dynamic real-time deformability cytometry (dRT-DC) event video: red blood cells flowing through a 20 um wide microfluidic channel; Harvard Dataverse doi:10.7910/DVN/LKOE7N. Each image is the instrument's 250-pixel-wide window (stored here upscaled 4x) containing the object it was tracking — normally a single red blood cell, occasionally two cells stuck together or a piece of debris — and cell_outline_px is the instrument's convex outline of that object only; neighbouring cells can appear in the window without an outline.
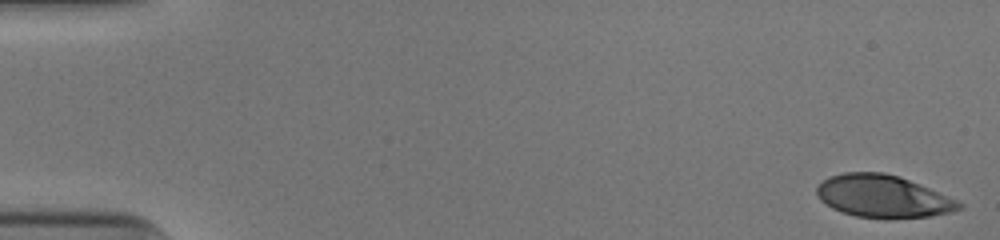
{"species": "human", "species_latin": "Homo sapiens", "temperature_condition": "cold", "stored_images_in_passage": 51, "camera_frame_rate_fps": 3000, "um_per_image_px": 0.085, "donor": {"sex": "male"}, "frame": {"image": 1, "passage_image": 1, "time_ms": 0.0, "image_size_px": [1000, 240], "cell_outline_px": [[964, 208], [952, 212], [928, 216], [888, 220], [856, 216], [832, 208], [820, 200], [816, 192], [816, 188], [824, 180], [832, 176], [844, 172], [884, 172], [900, 176], [956, 200], [964, 204]], "centroid_in_image_um": [75.06, 16.71], "position_along_channel_um": 9.9, "area_um2": 35.26}}
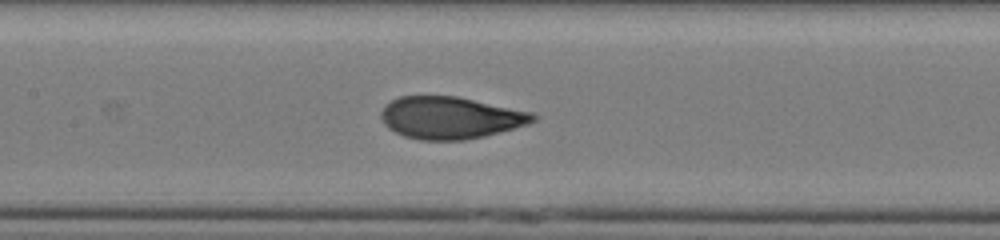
{"frame": {"image": 2, "passage_image": 25, "time_ms": 8.0, "image_size_px": [1000, 240], "cell_outline_px": [[536, 120], [528, 124], [484, 136], [464, 140], [420, 140], [404, 136], [388, 128], [384, 124], [380, 116], [380, 112], [384, 104], [400, 96], [456, 96], [532, 112], [536, 116]], "centroid_in_image_um": [38.24, 10.0], "position_along_channel_um": 169.2, "area_um2": 37.22}}
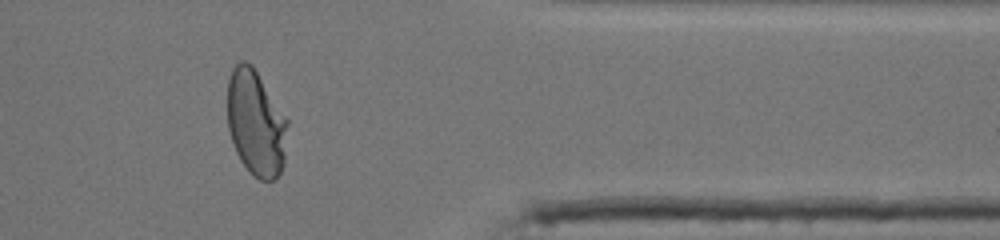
{"frame": {"image": 3, "passage_image": 43, "time_ms": 14.0, "image_size_px": [1000, 240], "cell_outline_px": [[288, 124], [284, 164], [276, 180], [260, 180], [252, 176], [240, 160], [236, 152], [228, 128], [228, 80], [232, 68], [240, 60], [244, 60], [252, 64], [288, 120]], "centroid_in_image_um": [21.75, 10.47], "position_along_channel_um": 389.6, "area_um2": 37.28}, "authors_computed_cell_mechanics": {"area_um2": 37.281, "velocity_mm_per_s": 3.9451, "shape_relaxation_time_tau1_ms": 4.0844, "shape_relaxation_time_tau2_ms": null, "deformation_change_tau1": 0.2147, "deformation_change_tau2": null}}